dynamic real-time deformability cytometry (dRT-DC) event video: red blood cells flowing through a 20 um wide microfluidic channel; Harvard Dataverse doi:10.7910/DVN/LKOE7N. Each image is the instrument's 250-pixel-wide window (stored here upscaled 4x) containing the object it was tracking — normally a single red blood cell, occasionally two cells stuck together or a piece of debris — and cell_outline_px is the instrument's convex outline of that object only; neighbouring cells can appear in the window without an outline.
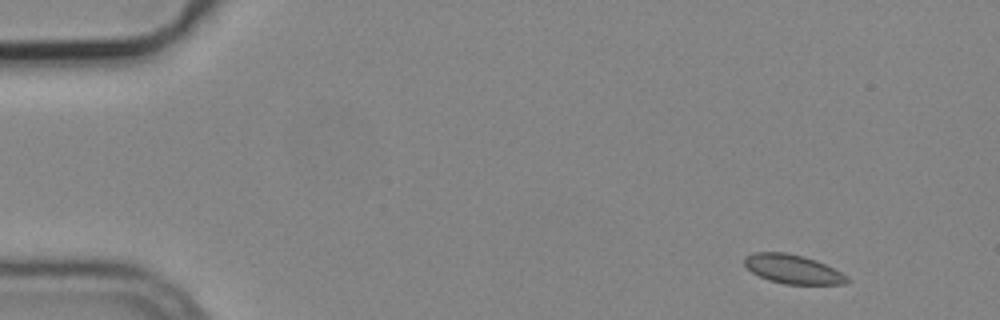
{"species": "common noctule bat (a hibernating species)", "species_latin": "Nyctalus noctula", "temperature_condition": "cold", "stored_images_in_passage": 4, "camera_frame_rate_fps": 3000, "um_per_image_px": 0.085, "animal": {"sex": "male", "body_mass_g": 19.2, "forearm_length_mm": 51.8}, "frame": {"image": 1, "passage_image": 1, "time_ms": 0.0, "image_size_px": [1000, 320], "cell_outline_px": [[852, 280], [844, 284], [784, 284], [768, 280], [752, 272], [744, 264], [744, 256], [756, 252], [784, 252], [804, 256], [816, 260], [848, 276]], "centroid_in_image_um": [67.39, 22.88], "position_along_channel_um": 17.6, "area_um2": 17.34}}